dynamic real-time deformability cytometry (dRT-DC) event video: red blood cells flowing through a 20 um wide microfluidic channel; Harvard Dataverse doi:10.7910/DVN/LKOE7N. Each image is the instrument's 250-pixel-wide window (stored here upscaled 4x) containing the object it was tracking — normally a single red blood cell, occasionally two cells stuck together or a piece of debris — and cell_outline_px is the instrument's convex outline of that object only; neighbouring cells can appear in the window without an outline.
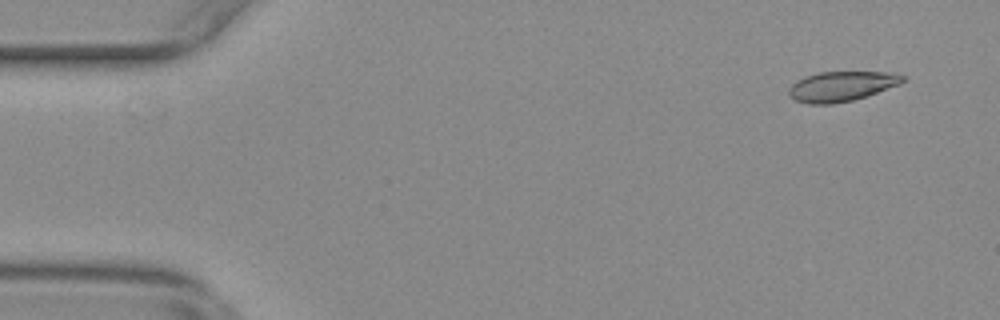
{"species": "common noctule bat (a hibernating species)", "species_latin": "Nyctalus noctula", "temperature_condition": "warm", "stored_images_in_passage": 38, "camera_frame_rate_fps": 3000, "um_per_image_px": 0.085, "animal": {"sex": "female", "body_mass_g": 29.2, "forearm_length_mm": 56.3}, "frame": {"image": 1, "passage_image": 1, "time_ms": 0.0, "image_size_px": [1000, 320], "cell_outline_px": [[908, 76], [900, 84], [852, 100], [832, 104], [808, 104], [796, 100], [788, 92], [788, 88], [792, 84], [804, 76], [820, 72], [892, 72]], "centroid_in_image_um": [71.54, 7.32], "position_along_channel_um": 13.5, "area_um2": 19.71}}
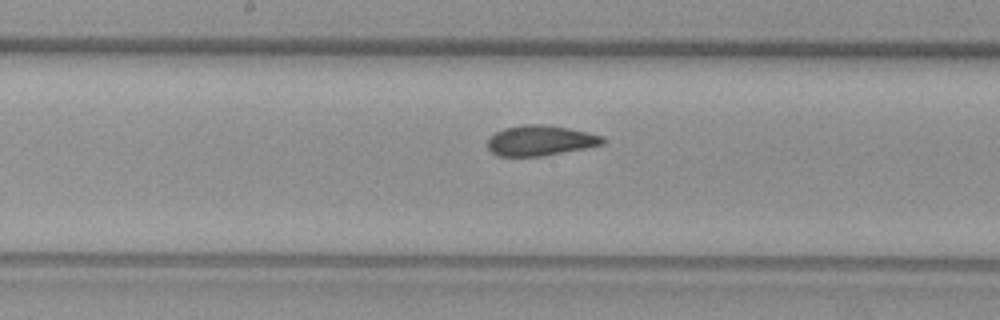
{"frame": {"image": 2, "passage_image": 26, "time_ms": 8.333, "image_size_px": [1000, 320], "cell_outline_px": [[608, 140], [604, 144], [544, 156], [496, 156], [488, 148], [488, 140], [496, 132], [504, 128], [524, 124], [544, 124], [568, 128], [588, 132], [604, 136]], "centroid_in_image_um": [45.96, 11.94], "position_along_channel_um": 202.2, "area_um2": 20.4}}
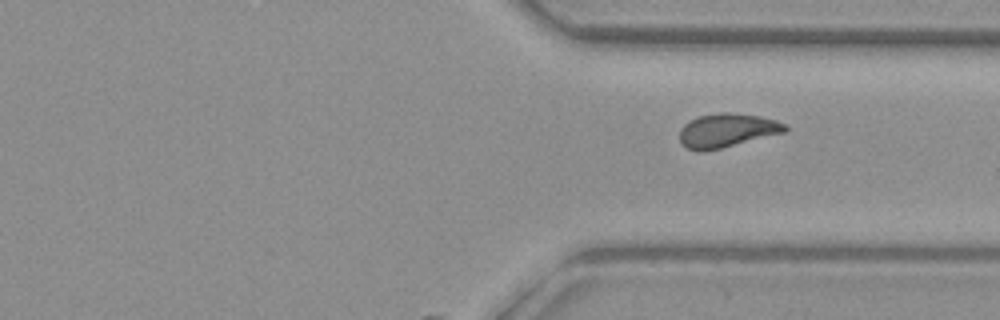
{"frame": {"image": 3, "passage_image": 38, "time_ms": 12.333, "image_size_px": [1000, 320], "cell_outline_px": [[788, 128], [784, 132], [720, 148], [700, 152], [688, 148], [680, 144], [680, 128], [684, 124], [700, 116], [720, 112], [732, 112], [760, 116], [776, 120], [784, 124]], "centroid_in_image_um": [61.76, 11.08], "position_along_channel_um": 349.6, "area_um2": 20.52}}